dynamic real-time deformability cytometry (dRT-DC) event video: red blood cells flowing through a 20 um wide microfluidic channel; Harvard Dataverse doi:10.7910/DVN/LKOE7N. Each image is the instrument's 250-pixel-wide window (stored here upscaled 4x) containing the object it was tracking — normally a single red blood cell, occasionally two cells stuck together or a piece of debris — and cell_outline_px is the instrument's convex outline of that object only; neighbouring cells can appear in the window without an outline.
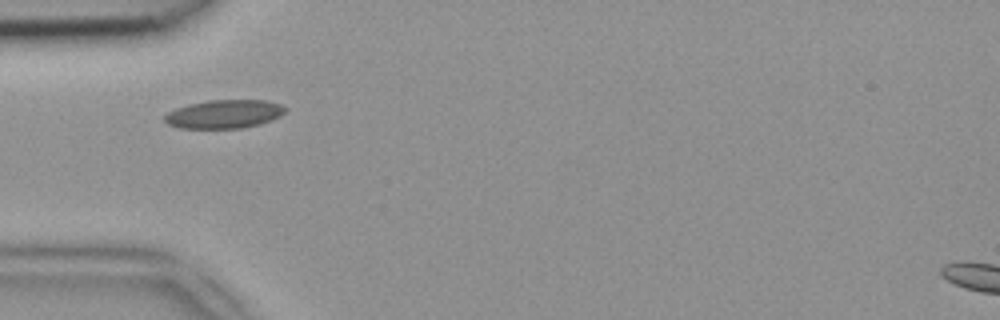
{"species": "common noctule bat (a hibernating species)", "species_latin": "Nyctalus noctula", "temperature_condition": "room temperature", "stored_images_in_passage": 33, "camera_frame_rate_fps": 3000, "um_per_image_px": 0.085, "animal": {"sex": "female", "body_mass_g": 18.4}, "frame": {"image": 1, "passage_image": 5, "time_ms": 1.333, "image_size_px": [1000, 320], "cell_outline_px": [[288, 108], [280, 116], [272, 120], [240, 128], [180, 128], [168, 124], [164, 120], [164, 116], [168, 112], [176, 108], [188, 104], [208, 100], [268, 100], [280, 104]], "centroid_in_image_um": [19.05, 9.68], "position_along_channel_um": 65.9, "area_um2": 20.0}}
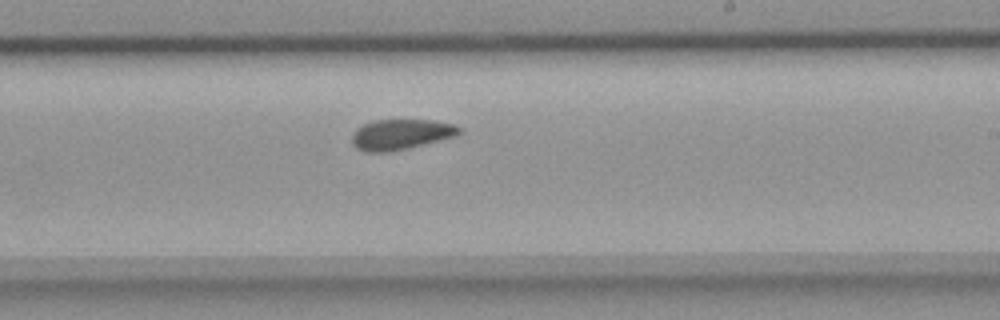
{"frame": {"image": 2, "passage_image": 19, "time_ms": 6.0, "image_size_px": [1000, 320], "cell_outline_px": [[464, 132], [456, 136], [392, 152], [364, 152], [356, 148], [352, 144], [352, 132], [356, 128], [372, 120], [432, 120], [452, 124], [464, 128]], "centroid_in_image_um": [34.07, 11.43], "position_along_channel_um": 254.9, "area_um2": 19.31}}
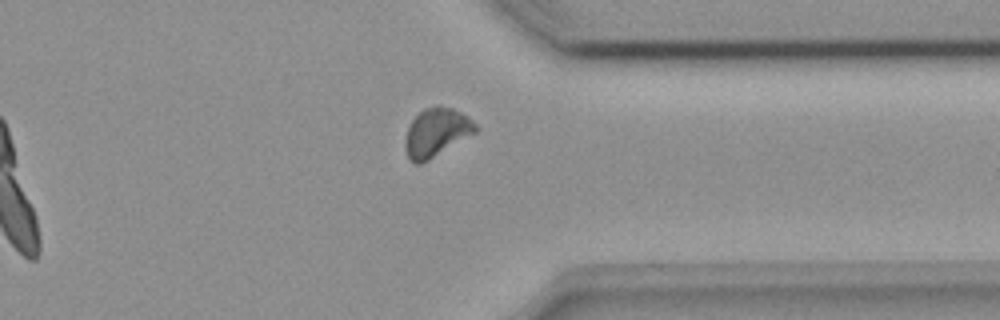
{"frame": {"image": 3, "passage_image": 28, "time_ms": 9.0, "image_size_px": [1000, 320], "cell_outline_px": [[480, 128], [476, 132], [428, 160], [420, 164], [416, 164], [408, 160], [404, 148], [404, 140], [408, 128], [412, 120], [424, 108], [436, 104], [440, 104], [452, 108], [468, 116]], "centroid_in_image_um": [37.08, 11.24], "position_along_channel_um": 374.3, "area_um2": 20.06}}